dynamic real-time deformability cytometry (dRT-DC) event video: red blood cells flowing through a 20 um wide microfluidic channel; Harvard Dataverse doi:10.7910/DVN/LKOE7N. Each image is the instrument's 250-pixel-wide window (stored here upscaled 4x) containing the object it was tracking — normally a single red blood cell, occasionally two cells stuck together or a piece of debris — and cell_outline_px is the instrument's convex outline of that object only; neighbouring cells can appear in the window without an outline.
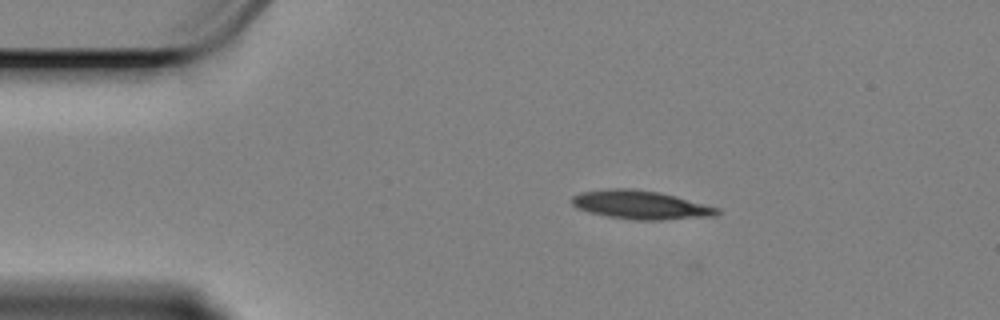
{"species": "Egyptian fruit bat (a non-hibernating species)", "species_latin": "Rousettus aegyptiacus", "temperature_condition": "cold", "stored_images_in_passage": 7, "camera_frame_rate_fps": 3000, "um_per_image_px": 0.085, "animal": {"sex": "female"}, "frame": {"image": 1, "passage_image": 2, "time_ms": 0.333, "image_size_px": [1000, 320], "cell_outline_px": [[720, 212], [716, 216], [664, 220], [632, 220], [608, 216], [588, 212], [576, 208], [572, 204], [572, 196], [580, 192], [608, 188], [632, 188], [660, 192], [676, 196], [720, 208]], "centroid_in_image_um": [54.46, 17.41], "position_along_channel_um": 30.5, "area_um2": 24.51}}